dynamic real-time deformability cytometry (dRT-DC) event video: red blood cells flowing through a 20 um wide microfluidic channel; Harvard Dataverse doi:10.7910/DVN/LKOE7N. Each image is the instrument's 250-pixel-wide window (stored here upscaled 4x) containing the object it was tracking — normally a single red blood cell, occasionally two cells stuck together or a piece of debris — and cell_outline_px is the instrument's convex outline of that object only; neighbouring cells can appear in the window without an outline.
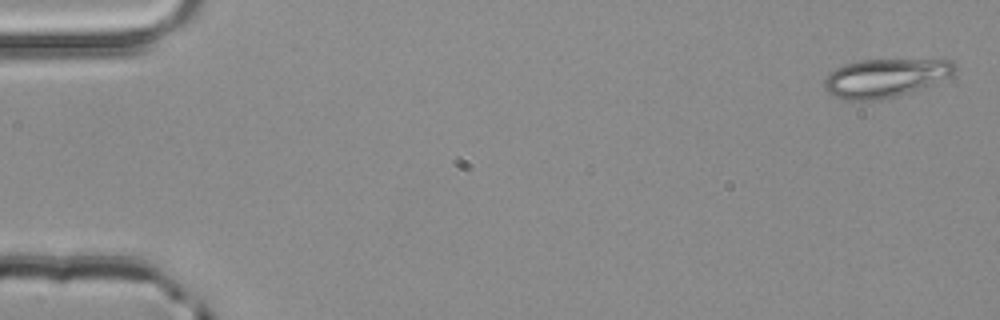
{"species": "common noctule bat (a hibernating species)", "species_latin": "Nyctalus noctula", "temperature_condition": "room temperature", "stored_images_in_passage": 3, "camera_frame_rate_fps": 3000, "um_per_image_px": 0.085, "animal": {"sex": "male", "body_mass_g": 20.4}, "frame": {"image": 1, "passage_image": 1, "time_ms": 0.0, "image_size_px": [1000, 320], "cell_outline_px": [[956, 72], [952, 76], [924, 88], [896, 96], [880, 100], [848, 100], [836, 96], [828, 92], [824, 88], [824, 80], [828, 72], [844, 64], [860, 60], [952, 60], [956, 64]], "centroid_in_image_um": [75.27, 6.62], "position_along_channel_um": 9.7, "area_um2": 29.42}}